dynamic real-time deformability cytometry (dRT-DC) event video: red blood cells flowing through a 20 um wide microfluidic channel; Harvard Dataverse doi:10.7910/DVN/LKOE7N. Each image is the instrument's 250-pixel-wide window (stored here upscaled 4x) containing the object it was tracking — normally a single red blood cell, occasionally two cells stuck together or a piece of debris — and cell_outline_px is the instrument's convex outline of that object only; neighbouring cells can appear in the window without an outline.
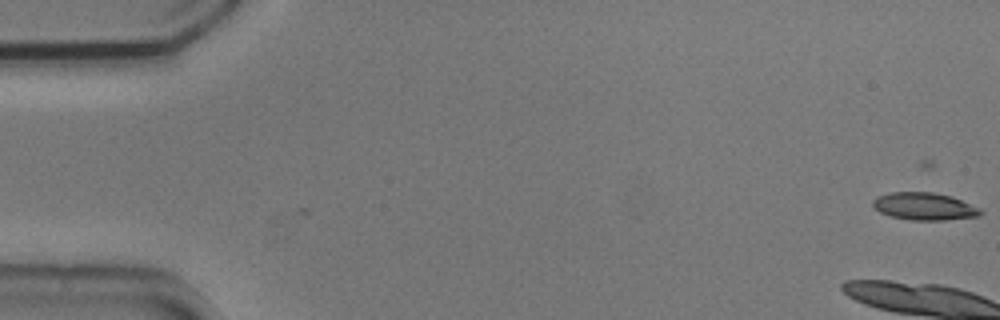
{"species": "common noctule bat (a hibernating species)", "species_latin": "Nyctalus noctula", "temperature_condition": "cold", "stored_images_in_passage": 2, "camera_frame_rate_fps": 3000, "um_per_image_px": 0.085, "animal": {"sex": "male", "body_mass_g": 20.5, "forearm_length_mm": 52.5}, "frame": {"image": 1, "passage_image": 2, "time_ms": 0.333, "image_size_px": [1000, 320], "cell_outline_px": [[984, 212], [980, 216], [944, 220], [908, 220], [888, 216], [872, 208], [872, 200], [876, 196], [892, 192], [932, 192], [952, 196], [980, 208]], "centroid_in_image_um": [78.54, 17.54], "position_along_channel_um": 6.5, "area_um2": 17.51}}